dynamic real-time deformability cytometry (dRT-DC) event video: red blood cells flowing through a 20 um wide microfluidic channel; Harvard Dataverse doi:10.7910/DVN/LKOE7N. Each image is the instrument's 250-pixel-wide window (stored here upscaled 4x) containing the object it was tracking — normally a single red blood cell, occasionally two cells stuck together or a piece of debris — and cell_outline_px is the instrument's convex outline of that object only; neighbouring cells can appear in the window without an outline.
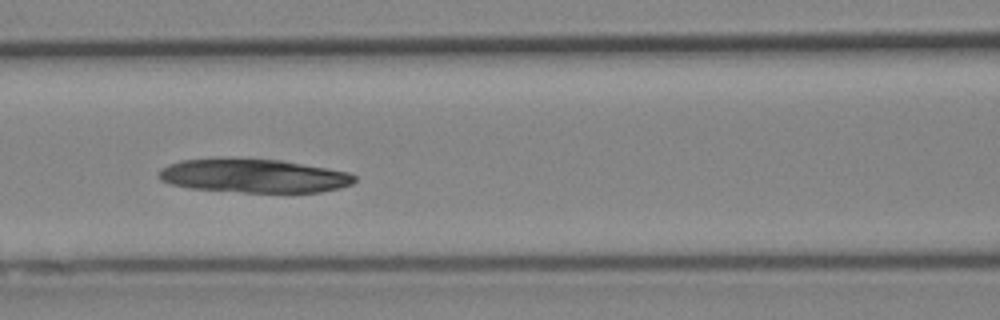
{"species": "Egyptian fruit bat (a non-hibernating species)", "species_latin": "Rousettus aegyptiacus", "temperature_condition": "cold", "stored_images_in_passage": 38, "segment_of_instrument_passage": [1, 2], "camera_frame_rate_fps": 3000, "um_per_image_px": 0.085, "animal": {"sex": "female"}, "frame": {"image": 1, "passage_image": 12, "time_ms": 3.667, "image_size_px": [1000, 320], "cell_outline_px": [[356, 180], [352, 184], [340, 188], [320, 192], [244, 192], [188, 188], [168, 184], [160, 180], [160, 168], [168, 164], [180, 160], [280, 160], [328, 168], [348, 172], [356, 176]], "centroid_in_image_um": [21.59, 14.97], "position_along_channel_um": 145.0, "area_um2": 37.8}}